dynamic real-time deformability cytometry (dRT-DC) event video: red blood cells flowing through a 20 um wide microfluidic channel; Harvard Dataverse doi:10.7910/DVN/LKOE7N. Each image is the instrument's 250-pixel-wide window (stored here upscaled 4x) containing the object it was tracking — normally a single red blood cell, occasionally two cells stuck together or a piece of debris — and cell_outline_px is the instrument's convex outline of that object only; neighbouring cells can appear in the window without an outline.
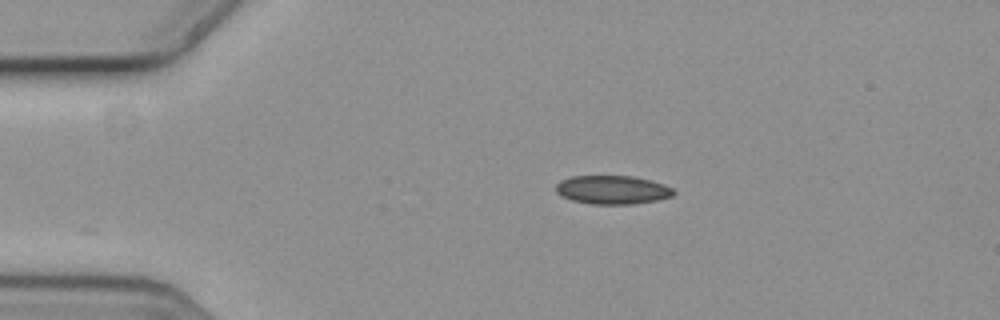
{"species": "common noctule bat (a hibernating species)", "species_latin": "Nyctalus noctula", "temperature_condition": "cold", "stored_images_in_passage": 47, "camera_frame_rate_fps": 3000, "um_per_image_px": 0.085, "animal": {"sex": "female", "body_mass_g": 19.3, "forearm_length_mm": 54.1}, "frame": {"image": 1, "passage_image": 1, "time_ms": 0.0, "image_size_px": [1000, 320], "cell_outline_px": [[676, 192], [672, 196], [656, 200], [628, 204], [592, 204], [572, 200], [556, 192], [556, 184], [560, 180], [572, 176], [632, 176], [664, 184], [672, 188]], "centroid_in_image_um": [52.04, 16.13], "position_along_channel_um": 33.0, "area_um2": 19.42}}
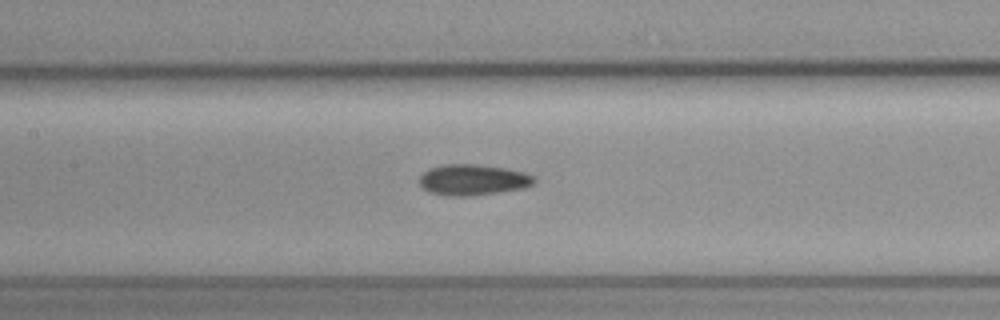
{"frame": {"image": 2, "passage_image": 16, "time_ms": 5.0, "image_size_px": [1000, 320], "cell_outline_px": [[536, 180], [532, 184], [520, 188], [472, 196], [444, 196], [428, 192], [420, 184], [420, 176], [424, 172], [432, 168], [444, 164], [476, 164], [504, 168], [524, 172], [536, 176]], "centroid_in_image_um": [40.18, 15.28], "position_along_channel_um": 167.2, "area_um2": 20.52}}
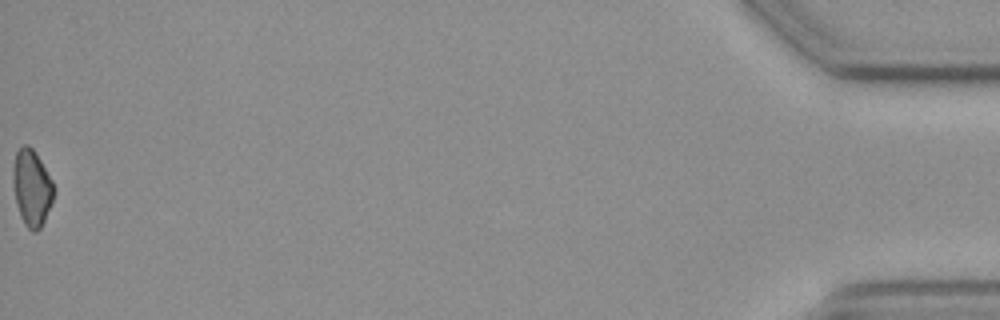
{"frame": {"image": 3, "passage_image": 47, "time_ms": 15.333, "image_size_px": [1000, 320], "cell_outline_px": [[56, 188], [52, 200], [44, 220], [40, 228], [36, 232], [32, 232], [24, 224], [20, 216], [16, 200], [12, 180], [12, 168], [16, 152], [24, 144], [28, 144], [36, 152], [52, 180]], "centroid_in_image_um": [2.7, 15.94], "position_along_channel_um": 432.5, "area_um2": 18.21}}